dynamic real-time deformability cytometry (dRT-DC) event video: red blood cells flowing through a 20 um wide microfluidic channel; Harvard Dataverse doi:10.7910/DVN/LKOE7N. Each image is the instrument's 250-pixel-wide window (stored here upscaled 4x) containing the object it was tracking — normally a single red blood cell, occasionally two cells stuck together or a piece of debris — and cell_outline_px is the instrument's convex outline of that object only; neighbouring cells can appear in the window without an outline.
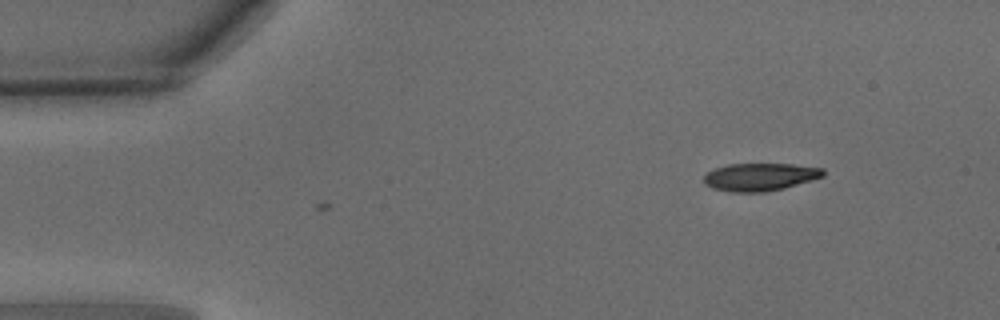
{"species": "common noctule bat (a hibernating species)", "species_latin": "Nyctalus noctula", "temperature_condition": "warm", "stored_images_in_passage": 2, "camera_frame_rate_fps": 3000, "um_per_image_px": 0.085, "animal": {"sex": "male", "body_mass_g": 15.6}, "frame": {"image": 1, "passage_image": 2, "time_ms": 0.333, "image_size_px": [1000, 320], "cell_outline_px": [[824, 176], [784, 188], [764, 192], [732, 192], [712, 188], [704, 184], [704, 176], [708, 172], [716, 168], [728, 164], [792, 164], [824, 168]], "centroid_in_image_um": [64.59, 15.04], "position_along_channel_um": 20.4, "area_um2": 19.19}}